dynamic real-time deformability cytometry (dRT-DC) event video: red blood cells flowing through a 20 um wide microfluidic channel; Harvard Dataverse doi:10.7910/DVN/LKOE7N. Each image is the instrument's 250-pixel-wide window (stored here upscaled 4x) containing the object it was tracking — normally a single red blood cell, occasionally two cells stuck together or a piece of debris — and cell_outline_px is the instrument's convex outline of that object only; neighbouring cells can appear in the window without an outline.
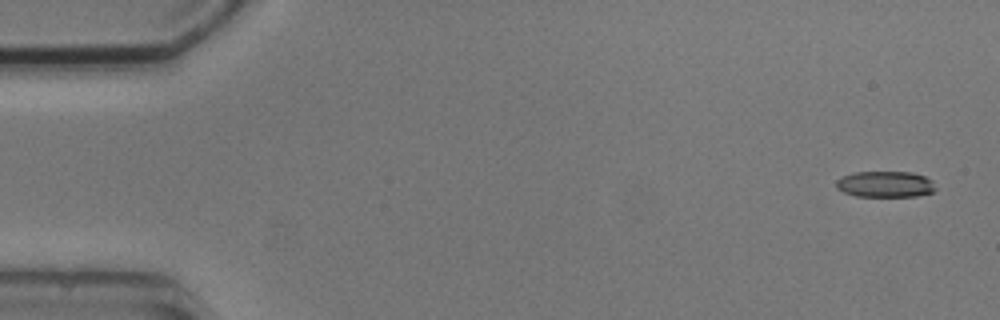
{"species": "common noctule bat (a hibernating species)", "species_latin": "Nyctalus noctula", "temperature_condition": "cold", "stored_images_in_passage": 5, "camera_frame_rate_fps": 3000, "um_per_image_px": 0.085, "animal": {"sex": "male", "body_mass_g": 20.5, "forearm_length_mm": 52.5}, "frame": {"image": 1, "passage_image": 1, "time_ms": 0.0, "image_size_px": [1000, 320], "cell_outline_px": [[936, 188], [932, 192], [916, 196], [856, 196], [844, 192], [836, 188], [836, 180], [844, 176], [856, 172], [912, 172], [924, 176], [932, 180]], "centroid_in_image_um": [75.26, 15.66], "position_along_channel_um": 9.7, "area_um2": 15.03}}
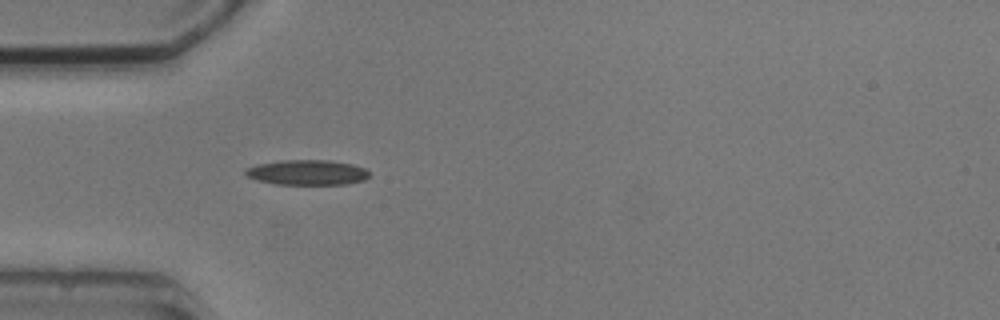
{"frame": {"image": 2, "passage_image": 5, "time_ms": 4.667, "image_size_px": [1000, 320], "cell_outline_px": [[368, 176], [364, 180], [344, 184], [276, 184], [256, 180], [248, 176], [244, 172], [244, 168], [256, 164], [284, 160], [328, 160], [352, 164], [364, 168], [368, 172]], "centroid_in_image_um": [26.06, 14.65], "position_along_channel_um": 58.9, "area_um2": 18.03}}